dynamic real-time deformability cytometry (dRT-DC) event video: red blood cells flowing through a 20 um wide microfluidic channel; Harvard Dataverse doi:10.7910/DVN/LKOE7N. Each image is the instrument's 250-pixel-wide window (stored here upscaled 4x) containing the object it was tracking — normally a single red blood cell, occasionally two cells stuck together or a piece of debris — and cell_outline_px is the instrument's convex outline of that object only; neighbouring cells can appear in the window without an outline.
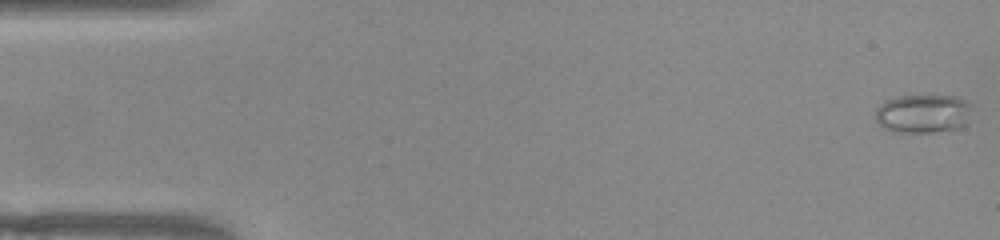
{"species": "common noctule bat (a hibernating species)", "species_latin": "Nyctalus noctula", "temperature_condition": "warm", "stored_images_in_passage": 46, "camera_frame_rate_fps": 3000, "um_per_image_px": 0.085, "animal": {"sex": "female", "body_mass_g": 22.0, "forearm_length_mm": 56.7}, "frame": {"image": 1, "passage_image": 1, "time_ms": 0.0, "image_size_px": [1000, 240], "cell_outline_px": [[972, 108], [964, 124], [956, 128], [936, 132], [896, 132], [884, 128], [876, 124], [876, 108], [884, 100], [900, 96], [956, 96], [964, 100]], "centroid_in_image_um": [78.4, 9.66], "position_along_channel_um": 6.6, "area_um2": 21.62}}
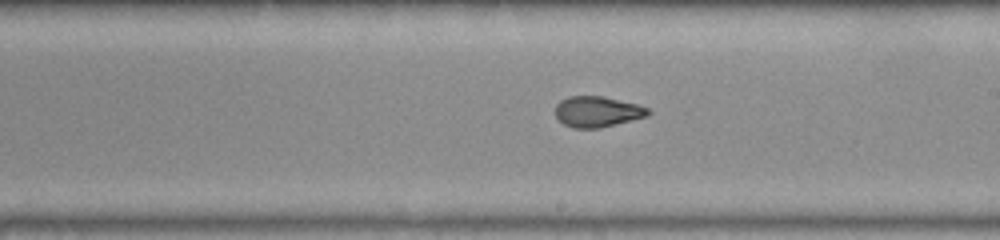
{"frame": {"image": 2, "passage_image": 29, "time_ms": 9.333, "image_size_px": [1000, 240], "cell_outline_px": [[652, 112], [648, 116], [600, 128], [572, 128], [564, 124], [556, 116], [556, 104], [560, 100], [568, 96], [604, 96], [636, 104], [648, 108]], "centroid_in_image_um": [50.77, 9.49], "position_along_channel_um": 238.2, "area_um2": 16.65}}
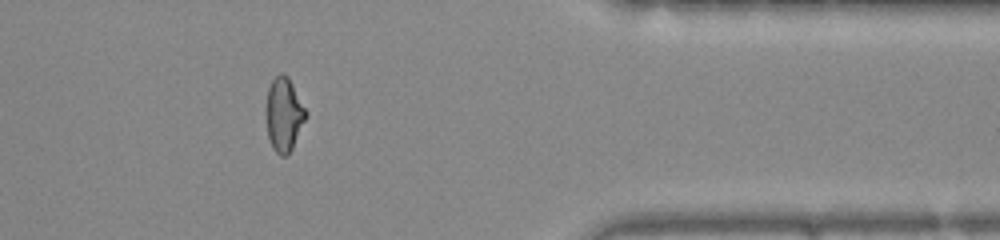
{"frame": {"image": 3, "passage_image": 42, "time_ms": 13.667, "image_size_px": [1000, 240], "cell_outline_px": [[308, 112], [292, 148], [288, 156], [280, 156], [272, 148], [268, 136], [268, 88], [272, 80], [280, 72], [284, 72], [288, 76]], "centroid_in_image_um": [24.16, 9.72], "position_along_channel_um": 387.2, "area_um2": 16.7}, "authors_computed_cell_mechanics": {"area_um2": 17.4845, "velocity_mm_per_s": 3.9503, "shape_relaxation_time_tau1_ms": 10.3977, "shape_relaxation_time_tau2_ms": 1.3462, "deformation_change_tau1": 0.2591, "deformation_change_tau2": 0.0675}}